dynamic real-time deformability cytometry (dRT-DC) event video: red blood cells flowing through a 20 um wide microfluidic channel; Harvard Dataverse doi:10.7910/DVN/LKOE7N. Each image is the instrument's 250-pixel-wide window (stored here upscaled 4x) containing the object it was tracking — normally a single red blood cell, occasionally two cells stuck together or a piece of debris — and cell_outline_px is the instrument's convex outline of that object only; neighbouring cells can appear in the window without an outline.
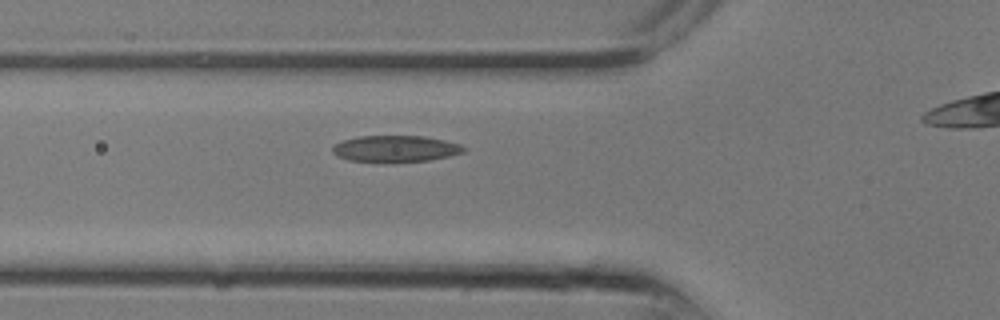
{"species": "common noctule bat (a hibernating species)", "species_latin": "Nyctalus noctula", "temperature_condition": "room temperature", "stored_images_in_passage": 9, "camera_frame_rate_fps": 3000, "um_per_image_px": 0.085, "animal": {"sex": "male", "body_mass_g": 13.3}, "frame": {"image": 1, "passage_image": 4, "time_ms": 1.0, "image_size_px": [1000, 320], "cell_outline_px": [[468, 148], [464, 152], [448, 156], [428, 160], [392, 164], [348, 160], [332, 152], [332, 148], [336, 144], [344, 140], [356, 136], [424, 136], [444, 140], [460, 144]], "centroid_in_image_um": [33.63, 12.66], "position_along_channel_um": 92.2, "area_um2": 20.63}}
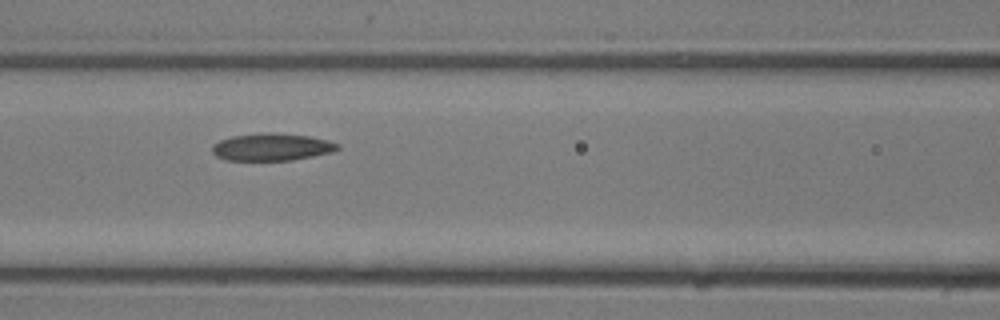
{"frame": {"image": 2, "passage_image": 6, "time_ms": 1.667, "image_size_px": [1000, 320], "cell_outline_px": [[340, 148], [332, 152], [312, 156], [288, 160], [228, 160], [216, 156], [212, 152], [212, 144], [220, 140], [232, 136], [264, 132], [308, 136], [340, 144]], "centroid_in_image_um": [23.06, 12.49], "position_along_channel_um": 143.5, "area_um2": 19.71}}
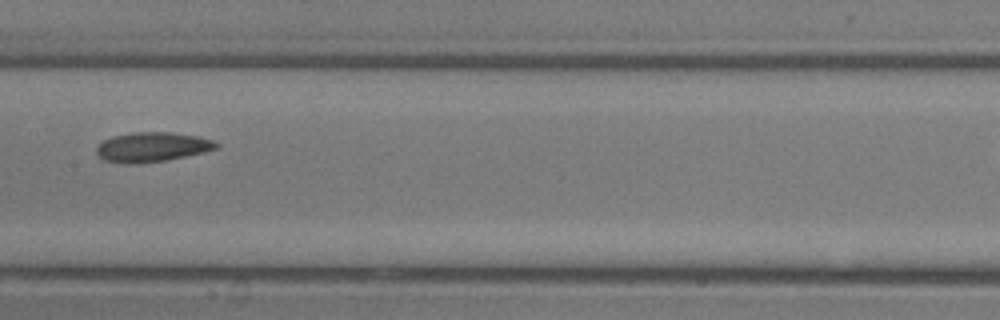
{"frame": {"image": 3, "passage_image": 8, "time_ms": 2.333, "image_size_px": [1000, 320], "cell_outline_px": [[220, 148], [204, 152], [168, 160], [136, 164], [124, 164], [104, 160], [96, 152], [96, 148], [104, 140], [112, 136], [132, 132], [168, 132], [200, 136], [212, 140], [220, 144]], "centroid_in_image_um": [12.96, 12.5], "position_along_channel_um": 194.4, "area_um2": 20.87}}